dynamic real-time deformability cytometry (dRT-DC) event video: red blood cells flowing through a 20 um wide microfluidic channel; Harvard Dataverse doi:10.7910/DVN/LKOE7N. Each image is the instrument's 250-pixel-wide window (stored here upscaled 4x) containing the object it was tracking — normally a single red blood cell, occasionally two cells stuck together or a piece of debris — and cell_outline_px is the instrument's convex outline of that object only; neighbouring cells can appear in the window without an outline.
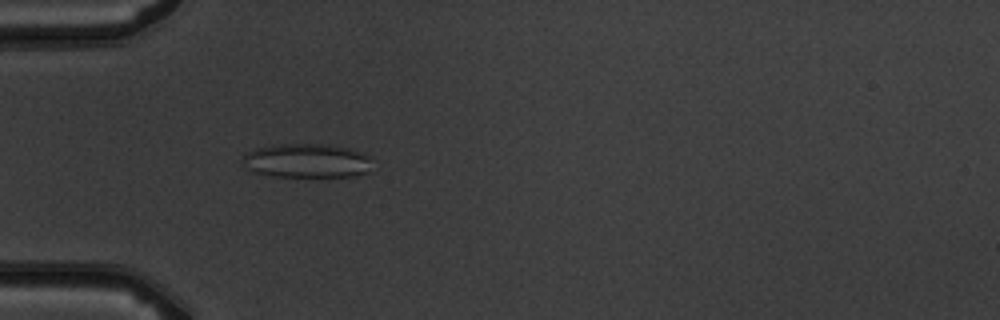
{"species": "common noctule bat (a hibernating species)", "species_latin": "Nyctalus noctula", "temperature_condition": "warm", "stored_images_in_passage": 4, "camera_frame_rate_fps": 3000, "um_per_image_px": 0.085, "animal": {"sex": "male", "body_mass_g": 19.5, "forearm_length_mm": 54.6}, "frame": {"image": 1, "passage_image": 4, "time_ms": 3.667, "image_size_px": [1000, 320], "cell_outline_px": [[372, 156], [368, 172], [352, 176], [272, 176], [256, 172], [248, 168], [240, 160], [248, 152], [256, 148], [272, 144], [328, 144], [352, 148]], "centroid_in_image_um": [26.11, 13.64], "position_along_channel_um": 58.9, "area_um2": 25.89}}